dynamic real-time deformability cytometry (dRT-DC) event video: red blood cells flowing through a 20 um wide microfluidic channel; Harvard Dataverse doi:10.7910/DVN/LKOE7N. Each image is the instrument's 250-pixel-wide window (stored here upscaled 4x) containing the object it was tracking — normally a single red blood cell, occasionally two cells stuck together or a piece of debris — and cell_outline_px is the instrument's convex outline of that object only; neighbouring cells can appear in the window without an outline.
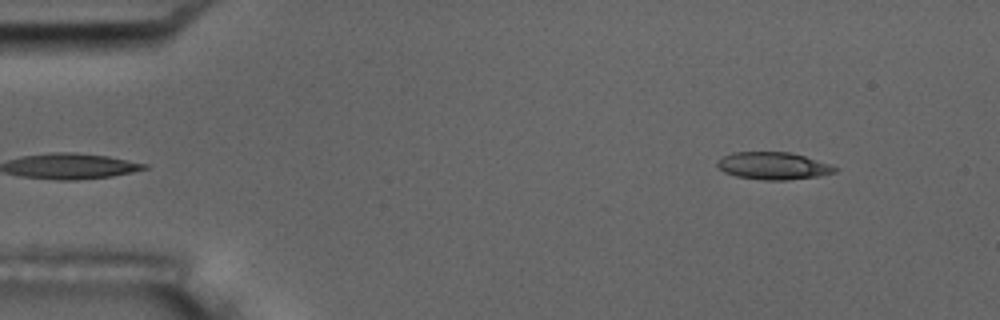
{"species": "common noctule bat (a hibernating species)", "species_latin": "Nyctalus noctula", "temperature_condition": "room temperature", "stored_images_in_passage": 5, "segment_of_instrument_passage": [2, 2], "camera_frame_rate_fps": 3000, "um_per_image_px": 0.085, "animal": {"sex": "male", "body_mass_g": 17.5, "forearm_length_mm": 52.3}, "frame": {"image": 1, "passage_image": 5, "time_ms": 4.667, "image_size_px": [1000, 320], "cell_outline_px": [[840, 168], [836, 172], [820, 176], [788, 180], [764, 180], [736, 176], [724, 172], [716, 164], [716, 160], [724, 156], [736, 152], [792, 152]], "centroid_in_image_um": [65.74, 14.1], "position_along_channel_um": 19.3, "area_um2": 18.73}}